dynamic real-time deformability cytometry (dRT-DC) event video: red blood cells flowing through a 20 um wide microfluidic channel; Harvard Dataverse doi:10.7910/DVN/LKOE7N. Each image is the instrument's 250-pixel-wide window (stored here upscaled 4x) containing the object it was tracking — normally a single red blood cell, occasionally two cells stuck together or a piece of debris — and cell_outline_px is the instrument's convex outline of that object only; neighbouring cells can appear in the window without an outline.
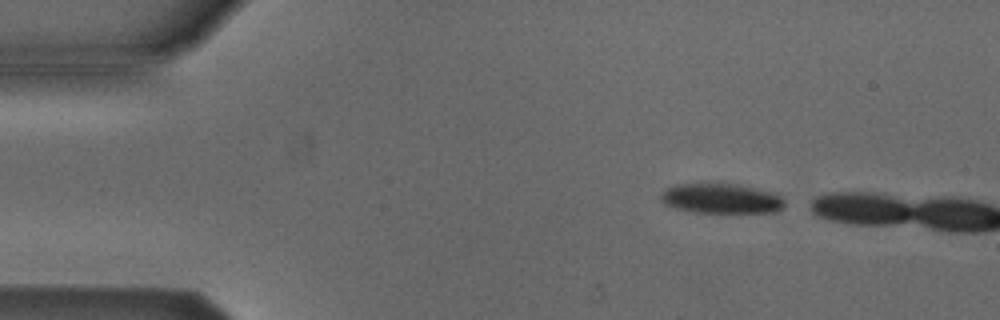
{"species": "Egyptian fruit bat (a non-hibernating species)", "species_latin": "Rousettus aegyptiacus", "temperature_condition": "cold", "stored_images_in_passage": 2, "camera_frame_rate_fps": 3000, "um_per_image_px": 0.085, "animal": {"sex": "male"}, "frame": {"image": 1, "passage_image": 1, "time_ms": 0.0, "image_size_px": [1000, 320], "cell_outline_px": [[784, 204], [776, 212], [696, 212], [676, 208], [664, 204], [660, 200], [660, 196], [668, 188], [676, 184], [736, 184], [776, 192], [784, 200]], "centroid_in_image_um": [61.32, 16.87], "position_along_channel_um": 23.7, "area_um2": 21.33}}